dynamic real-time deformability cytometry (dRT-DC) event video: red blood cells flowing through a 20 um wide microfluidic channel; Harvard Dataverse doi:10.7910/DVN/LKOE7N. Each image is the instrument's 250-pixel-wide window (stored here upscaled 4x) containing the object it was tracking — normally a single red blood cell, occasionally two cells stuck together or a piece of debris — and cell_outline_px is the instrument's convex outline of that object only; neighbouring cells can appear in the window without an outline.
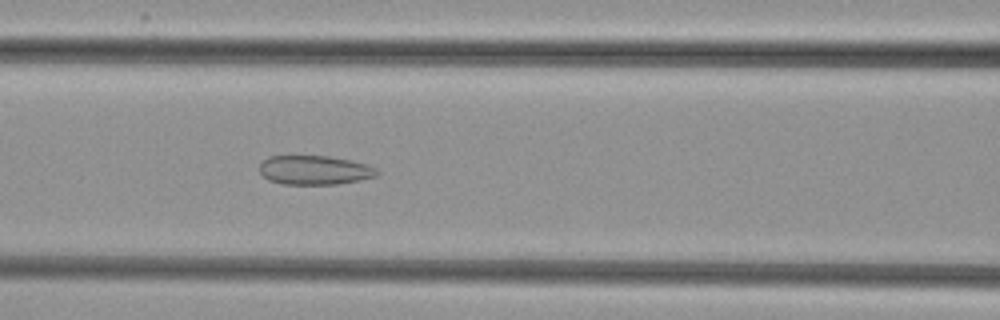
{"species": "common noctule bat (a hibernating species)", "species_latin": "Nyctalus noctula", "temperature_condition": "cold", "stored_images_in_passage": 54, "camera_frame_rate_fps": 3000, "um_per_image_px": 0.085, "animal": {"sex": "female", "body_mass_g": 29.2, "forearm_length_mm": 56.3}, "frame": {"image": 1, "passage_image": 23, "time_ms": 7.333, "image_size_px": [1000, 320], "cell_outline_px": [[380, 172], [376, 176], [360, 180], [336, 184], [280, 184], [268, 180], [260, 172], [260, 164], [268, 156], [328, 156], [352, 160], [368, 164], [376, 168]], "centroid_in_image_um": [26.76, 14.46], "position_along_channel_um": 139.8, "area_um2": 20.06}}
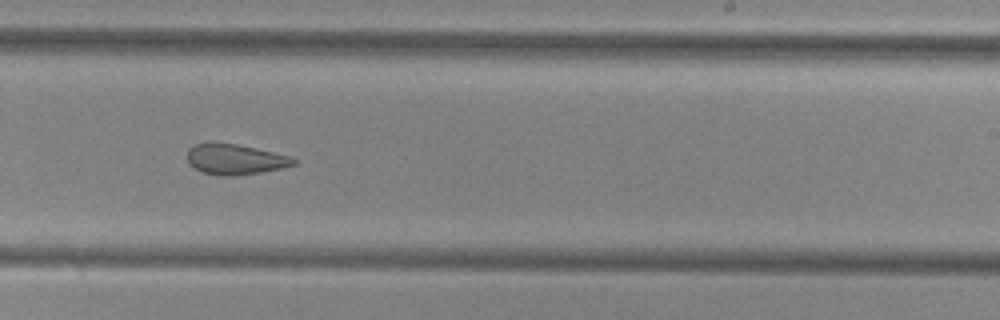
{"frame": {"image": 2, "passage_image": 33, "time_ms": 10.667, "image_size_px": [1000, 320], "cell_outline_px": [[296, 164], [280, 168], [260, 172], [232, 176], [220, 176], [204, 172], [188, 164], [188, 148], [192, 144], [236, 144], [256, 148], [288, 156], [296, 160]], "centroid_in_image_um": [19.96, 13.55], "position_along_channel_um": 269.0, "area_um2": 18.38}}
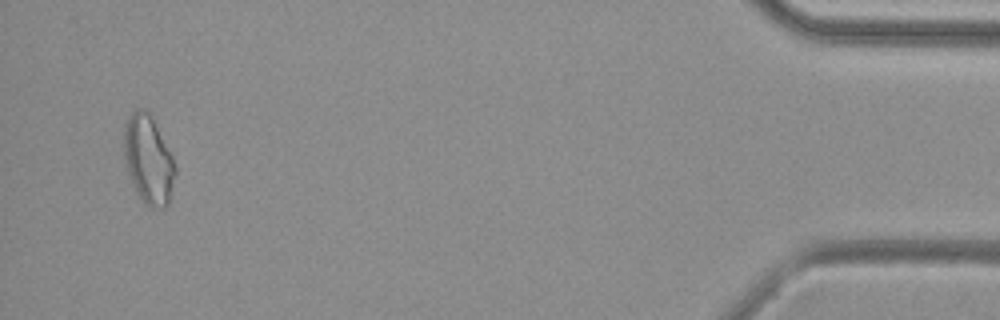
{"frame": {"image": 3, "passage_image": 51, "time_ms": 16.667, "image_size_px": [1000, 320], "cell_outline_px": [[176, 176], [168, 204], [164, 208], [152, 208], [144, 204], [140, 200], [132, 184], [124, 160], [124, 128], [128, 116], [136, 108], [144, 108], [148, 112], [172, 156], [176, 168]], "centroid_in_image_um": [12.6, 13.62], "position_along_channel_um": 422.6, "area_um2": 26.41}}